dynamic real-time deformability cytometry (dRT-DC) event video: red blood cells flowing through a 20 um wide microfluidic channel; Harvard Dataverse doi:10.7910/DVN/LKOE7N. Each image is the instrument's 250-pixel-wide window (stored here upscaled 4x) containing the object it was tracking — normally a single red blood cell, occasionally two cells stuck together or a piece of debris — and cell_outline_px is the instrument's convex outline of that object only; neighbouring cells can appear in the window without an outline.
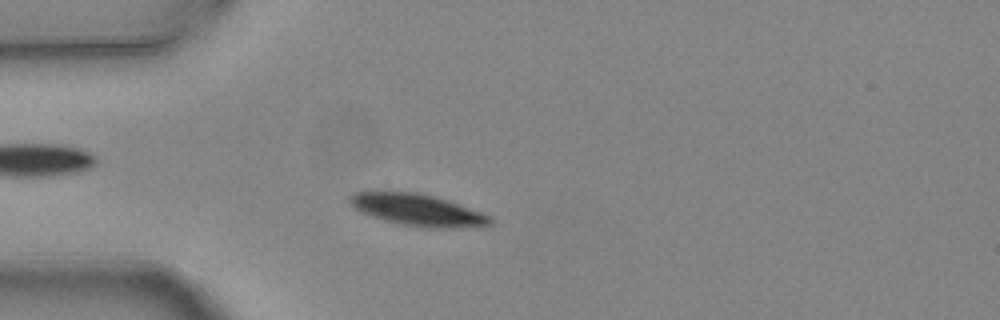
{"species": "common noctule bat (a hibernating species)", "species_latin": "Nyctalus noctula", "temperature_condition": "warm", "stored_images_in_passage": 3, "camera_frame_rate_fps": 3000, "um_per_image_px": 0.085, "animal": {"sex": "female", "body_mass_g": 24.6, "forearm_length_mm": 56.2}, "frame": {"image": 1, "passage_image": 2, "time_ms": 0.333, "image_size_px": [1000, 320], "cell_outline_px": [[492, 224], [484, 228], [424, 228], [400, 224], [384, 220], [360, 212], [352, 208], [348, 200], [348, 196], [356, 192], [416, 192], [448, 200], [480, 212], [488, 216], [492, 220]], "centroid_in_image_um": [35.51, 17.87], "position_along_channel_um": 49.5, "area_um2": 26.18}}